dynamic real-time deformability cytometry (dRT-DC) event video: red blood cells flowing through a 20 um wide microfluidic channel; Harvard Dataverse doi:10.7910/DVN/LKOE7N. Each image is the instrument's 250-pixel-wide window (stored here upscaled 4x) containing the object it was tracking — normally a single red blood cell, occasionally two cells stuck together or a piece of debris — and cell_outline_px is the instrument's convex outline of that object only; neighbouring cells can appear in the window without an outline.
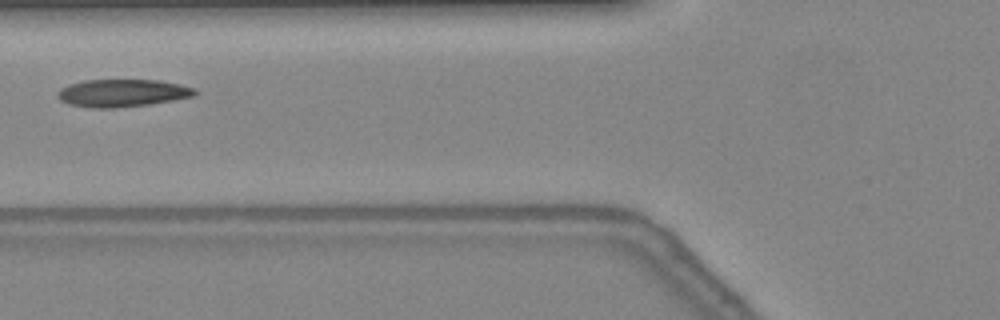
{"species": "common noctule bat (a hibernating species)", "species_latin": "Nyctalus noctula", "temperature_condition": "warm", "stored_images_in_passage": 15, "camera_frame_rate_fps": 3000, "um_per_image_px": 0.085, "animal": {"sex": "female", "body_mass_g": 24.6, "forearm_length_mm": 56.2}, "frame": {"image": 1, "passage_image": 2, "time_ms": 0.333, "image_size_px": [1000, 320], "cell_outline_px": [[196, 96], [148, 104], [116, 108], [88, 108], [68, 104], [60, 100], [56, 96], [56, 92], [60, 88], [68, 84], [84, 80], [156, 80], [180, 84], [196, 88]], "centroid_in_image_um": [10.35, 7.91], "position_along_channel_um": 115.4, "area_um2": 22.25}}
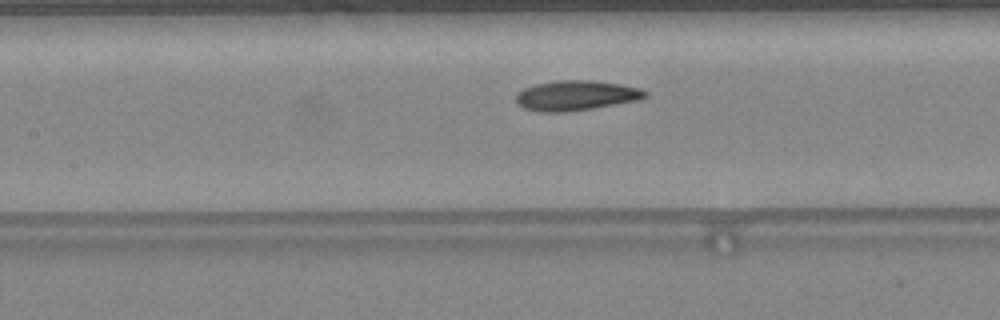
{"frame": {"image": 2, "passage_image": 5, "time_ms": 1.333, "image_size_px": [1000, 320], "cell_outline_px": [[648, 96], [640, 100], [592, 108], [564, 112], [540, 112], [524, 108], [516, 104], [516, 96], [524, 88], [536, 84], [560, 80], [592, 80], [620, 84], [636, 88], [648, 92]], "centroid_in_image_um": [48.96, 8.12], "position_along_channel_um": 158.4, "area_um2": 22.43}}